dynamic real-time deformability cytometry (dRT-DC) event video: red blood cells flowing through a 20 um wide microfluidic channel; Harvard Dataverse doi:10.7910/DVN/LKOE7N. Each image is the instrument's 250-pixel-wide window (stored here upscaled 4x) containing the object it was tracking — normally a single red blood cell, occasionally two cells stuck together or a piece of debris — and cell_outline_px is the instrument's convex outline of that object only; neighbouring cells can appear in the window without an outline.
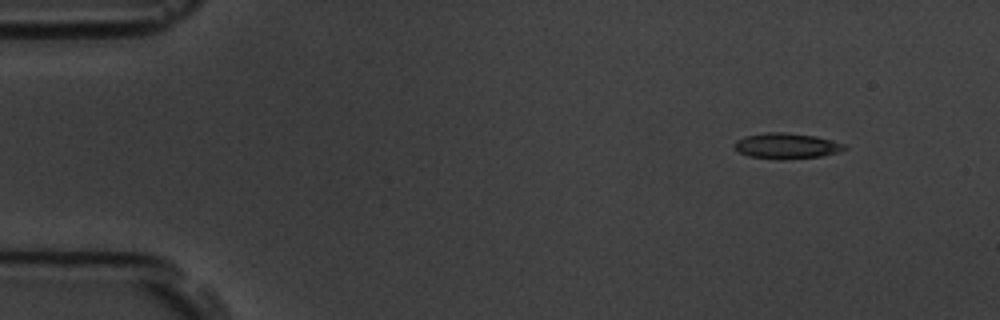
{"species": "common noctule bat (a hibernating species)", "species_latin": "Nyctalus noctula", "temperature_condition": "room temperature", "stored_images_in_passage": 3, "camera_frame_rate_fps": 3000, "um_per_image_px": 0.085, "animal": {"sex": "male", "body_mass_g": 19.5, "forearm_length_mm": 54.6}, "frame": {"image": 1, "passage_image": 1, "time_ms": 0.0, "image_size_px": [1000, 320], "cell_outline_px": [[848, 148], [824, 156], [784, 160], [780, 160], [748, 156], [740, 152], [732, 144], [736, 140], [744, 136], [764, 132], [784, 132], [816, 136], [848, 144]], "centroid_in_image_um": [66.87, 12.4], "position_along_channel_um": 18.1, "area_um2": 16.76}}
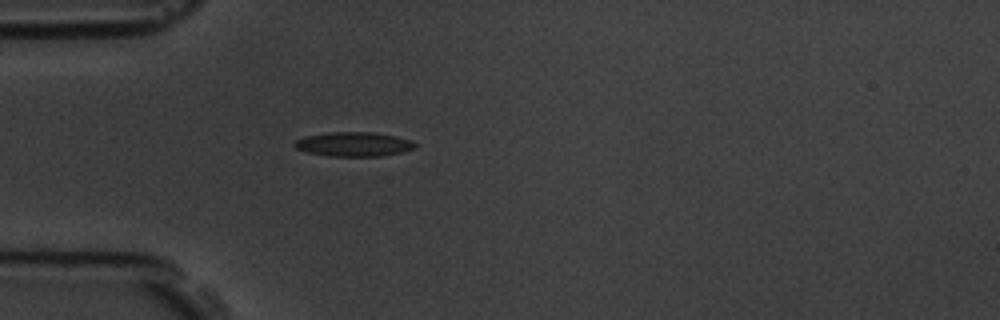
{"frame": {"image": 2, "passage_image": 3, "time_ms": 3.333, "image_size_px": [1000, 320], "cell_outline_px": [[416, 148], [400, 152], [380, 156], [328, 156], [308, 152], [296, 148], [292, 144], [296, 140], [304, 136], [328, 132], [372, 132], [396, 136], [412, 140], [416, 144]], "centroid_in_image_um": [30.06, 12.25], "position_along_channel_um": 54.9, "area_um2": 17.11}}